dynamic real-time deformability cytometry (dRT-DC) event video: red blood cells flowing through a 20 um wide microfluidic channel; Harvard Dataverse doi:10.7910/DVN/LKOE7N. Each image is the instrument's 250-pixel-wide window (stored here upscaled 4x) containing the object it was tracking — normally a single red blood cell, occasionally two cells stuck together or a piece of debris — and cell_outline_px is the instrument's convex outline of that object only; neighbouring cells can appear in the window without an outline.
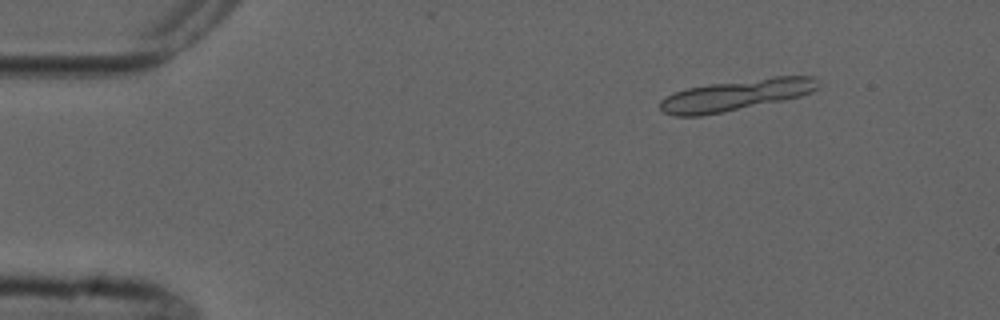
{"species": "common noctule bat (a hibernating species)", "species_latin": "Nyctalus noctula", "temperature_condition": "cold", "stored_images_in_passage": 7, "camera_frame_rate_fps": 3000, "um_per_image_px": 0.085, "animal": {"sex": "male", "forearm_length_mm": 52.5}, "frame": {"image": 1, "passage_image": 2, "time_ms": 1.0, "image_size_px": [1000, 320], "cell_outline_px": [[820, 84], [812, 92], [800, 96], [700, 116], [672, 116], [664, 112], [660, 108], [660, 100], [676, 92], [688, 88], [712, 84], [776, 76], [812, 76]], "centroid_in_image_um": [62.54, 8.08], "position_along_channel_um": 22.5, "area_um2": 27.86}}